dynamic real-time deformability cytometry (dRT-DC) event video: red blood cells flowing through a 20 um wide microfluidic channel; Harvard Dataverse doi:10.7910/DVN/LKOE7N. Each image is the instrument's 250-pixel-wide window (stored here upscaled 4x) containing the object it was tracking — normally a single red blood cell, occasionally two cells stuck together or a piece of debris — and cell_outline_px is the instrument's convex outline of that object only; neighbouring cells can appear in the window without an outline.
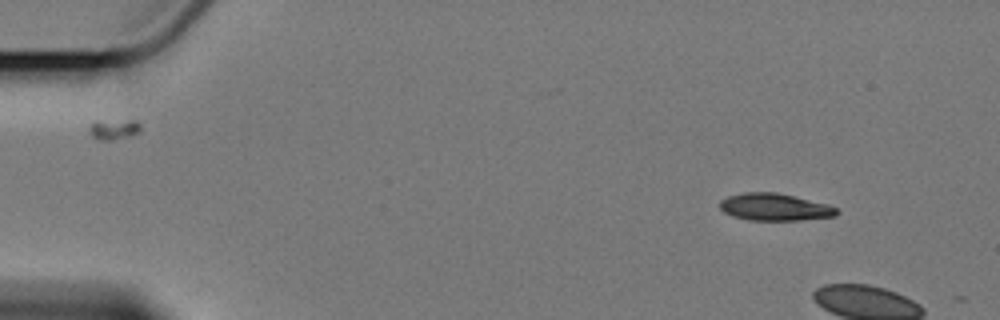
{"species": "Egyptian fruit bat (a non-hibernating species)", "species_latin": "Rousettus aegyptiacus", "temperature_condition": "cold", "stored_images_in_passage": 4, "camera_frame_rate_fps": 3000, "um_per_image_px": 0.085, "animal": {"sex": "female"}, "frame": {"image": 1, "passage_image": 1, "time_ms": 0.0, "image_size_px": [1000, 320], "cell_outline_px": [[840, 212], [836, 216], [800, 220], [748, 220], [732, 216], [724, 212], [720, 208], [720, 200], [728, 196], [744, 192], [776, 192], [828, 204], [836, 208]], "centroid_in_image_um": [65.84, 17.6], "position_along_channel_um": 19.2, "area_um2": 18.55}}